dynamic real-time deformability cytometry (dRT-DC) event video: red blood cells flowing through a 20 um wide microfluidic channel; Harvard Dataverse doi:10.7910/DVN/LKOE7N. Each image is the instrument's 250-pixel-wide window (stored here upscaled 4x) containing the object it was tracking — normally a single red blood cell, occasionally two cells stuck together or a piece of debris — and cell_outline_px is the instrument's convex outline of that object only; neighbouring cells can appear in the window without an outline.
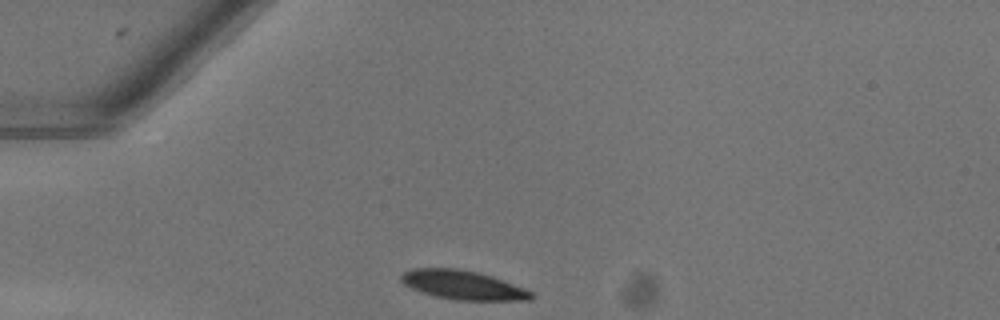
{"species": "common noctule bat (a hibernating species)", "species_latin": "Nyctalus noctula", "temperature_condition": "warm", "stored_images_in_passage": 32, "camera_frame_rate_fps": 3000, "um_per_image_px": 0.085, "animal": {"sex": "female"}, "frame": {"image": 1, "passage_image": 1, "time_ms": 0.0, "image_size_px": [1000, 320], "cell_outline_px": [[536, 296], [528, 300], [456, 300], [436, 296], [412, 288], [404, 284], [400, 280], [400, 276], [404, 272], [412, 268], [456, 268], [476, 272], [492, 276], [524, 288], [532, 292]], "centroid_in_image_um": [39.35, 24.22], "position_along_channel_um": 45.6, "area_um2": 21.79}}
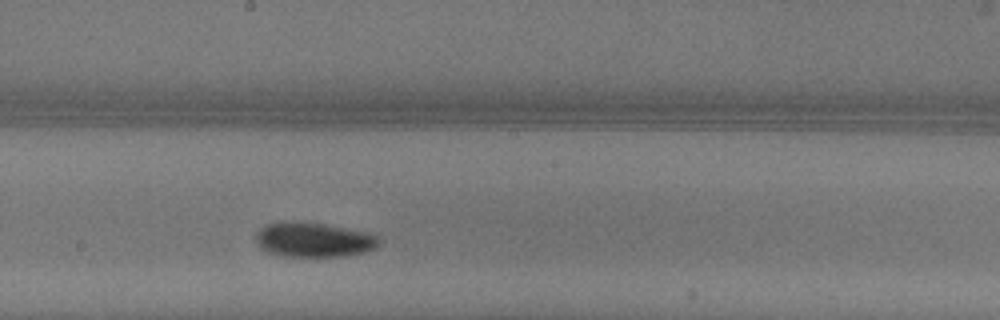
{"frame": {"image": 2, "passage_image": 16, "time_ms": 5.0, "image_size_px": [1000, 320], "cell_outline_px": [[380, 244], [376, 248], [364, 252], [344, 256], [284, 256], [272, 252], [256, 244], [256, 232], [260, 228], [268, 224], [284, 220], [296, 220], [324, 224], [376, 232], [380, 236]], "centroid_in_image_um": [26.75, 20.34], "position_along_channel_um": 221.4, "area_um2": 25.37}}
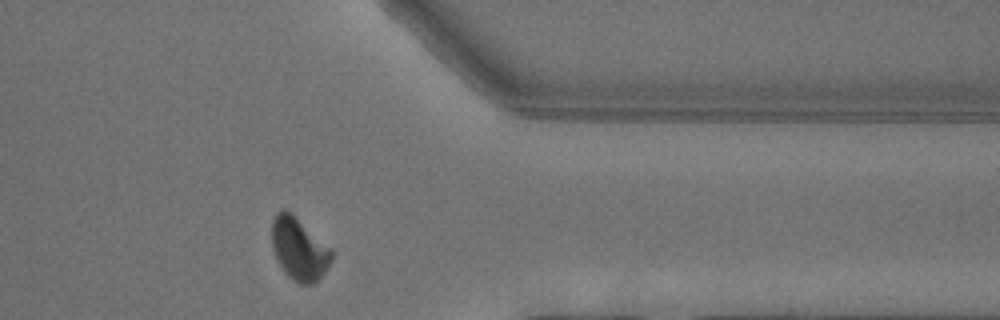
{"frame": {"image": 3, "passage_image": 29, "time_ms": 9.333, "image_size_px": [1000, 320], "cell_outline_px": [[332, 260], [324, 272], [312, 284], [300, 284], [292, 280], [284, 272], [276, 260], [272, 248], [272, 220], [276, 212], [284, 208], [292, 212], [332, 248]], "centroid_in_image_um": [25.4, 21.12], "position_along_channel_um": 386.0, "area_um2": 22.08}, "authors_computed_cell_mechanics": {"area_um2": 23.6402, "velocity_mm_per_s": 4.0412, "shape_relaxation_time_tau1_ms": 3.5478, "shape_relaxation_time_tau2_ms": null, "deformation_change_tau1": 0.1403, "deformation_change_tau2": null}}